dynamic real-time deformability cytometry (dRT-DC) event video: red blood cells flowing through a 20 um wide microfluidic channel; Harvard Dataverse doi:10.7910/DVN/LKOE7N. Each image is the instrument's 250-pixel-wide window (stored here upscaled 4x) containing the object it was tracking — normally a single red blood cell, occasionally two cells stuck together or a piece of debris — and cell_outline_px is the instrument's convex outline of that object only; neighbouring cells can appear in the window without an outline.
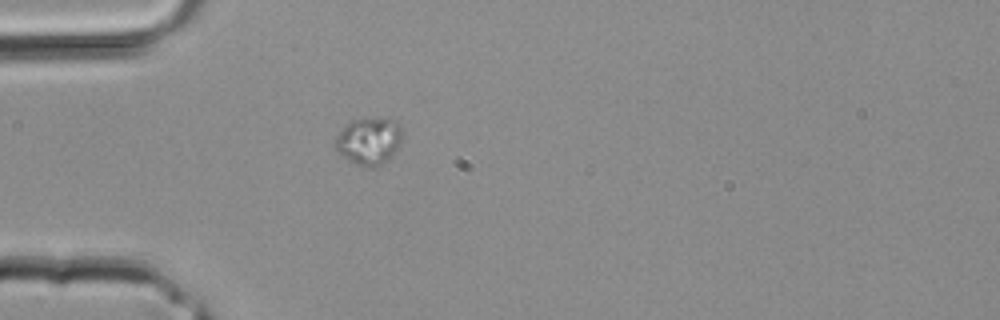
{"species": "common noctule bat (a hibernating species)", "species_latin": "Nyctalus noctula", "temperature_condition": "room temperature", "stored_images_in_passage": 1, "camera_frame_rate_fps": 3000, "um_per_image_px": 0.085, "animal": {"sex": "male", "body_mass_g": 20.4}, "frame": {"image": 1, "passage_image": 1, "time_ms": 0.0, "image_size_px": [1000, 320], "cell_outline_px": [[404, 132], [392, 156], [388, 160], [380, 164], [368, 168], [364, 168], [356, 164], [336, 152], [336, 136], [352, 120], [360, 116], [392, 116], [400, 124]], "centroid_in_image_um": [31.4, 11.91], "position_along_channel_um": 53.6, "area_um2": 19.02}}